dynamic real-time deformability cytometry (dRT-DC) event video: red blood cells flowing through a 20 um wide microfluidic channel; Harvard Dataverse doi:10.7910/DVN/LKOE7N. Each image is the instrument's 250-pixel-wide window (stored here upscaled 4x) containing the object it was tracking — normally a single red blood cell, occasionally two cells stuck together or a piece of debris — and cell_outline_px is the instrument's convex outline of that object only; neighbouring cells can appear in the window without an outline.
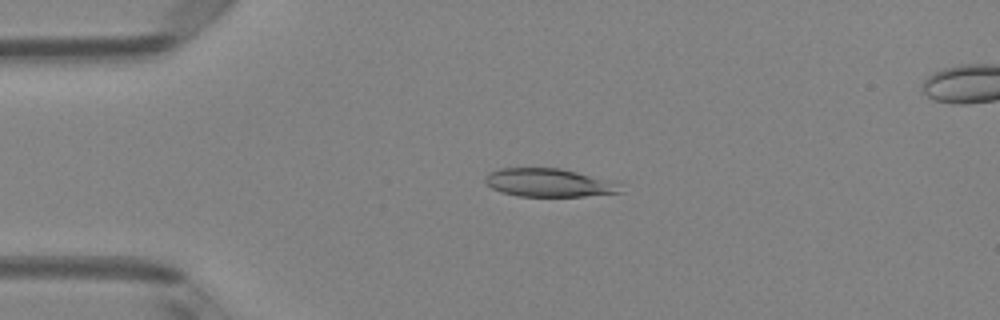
{"species": "Egyptian fruit bat (a non-hibernating species)", "species_latin": "Rousettus aegyptiacus", "temperature_condition": "room temperature", "stored_images_in_passage": 5, "camera_frame_rate_fps": 3000, "um_per_image_px": 0.085, "animal": {"sex": "female"}, "frame": {"image": 1, "passage_image": 3, "time_ms": 0.667, "image_size_px": [1000, 320], "cell_outline_px": [[624, 192], [584, 196], [516, 196], [500, 192], [492, 188], [484, 180], [484, 176], [488, 172], [500, 168], [560, 168], [612, 180], [620, 184]], "centroid_in_image_um": [46.66, 15.53], "position_along_channel_um": 38.3, "area_um2": 22.48}}